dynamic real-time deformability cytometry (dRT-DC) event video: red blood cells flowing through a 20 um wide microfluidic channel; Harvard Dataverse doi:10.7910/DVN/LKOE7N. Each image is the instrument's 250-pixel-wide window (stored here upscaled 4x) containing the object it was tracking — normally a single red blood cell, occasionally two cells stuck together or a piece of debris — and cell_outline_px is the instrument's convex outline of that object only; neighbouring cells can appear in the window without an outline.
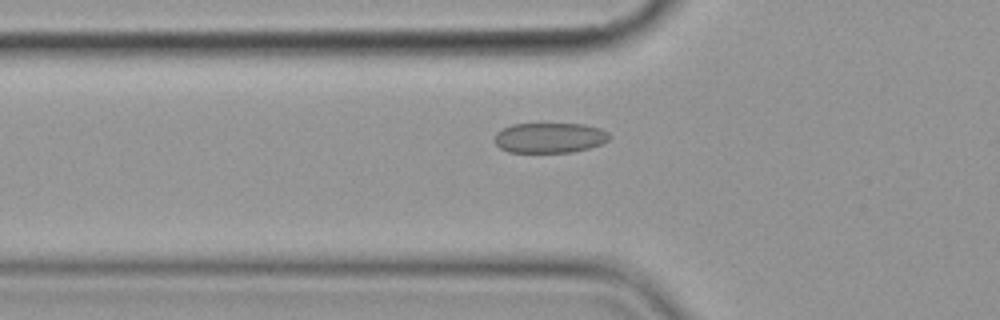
{"species": "common noctule bat (a hibernating species)", "species_latin": "Nyctalus noctula", "temperature_condition": "cold", "stored_images_in_passage": 5, "camera_frame_rate_fps": 3000, "um_per_image_px": 0.085, "animal": {"sex": "female", "body_mass_g": 19.9}, "frame": {"image": 1, "passage_image": 5, "time_ms": 4.667, "image_size_px": [1000, 320], "cell_outline_px": [[612, 136], [608, 140], [600, 144], [588, 148], [572, 152], [508, 152], [500, 148], [492, 140], [496, 132], [512, 124], [584, 124], [600, 128], [608, 132]], "centroid_in_image_um": [46.7, 11.71], "position_along_channel_um": 79.1, "area_um2": 20.29}}